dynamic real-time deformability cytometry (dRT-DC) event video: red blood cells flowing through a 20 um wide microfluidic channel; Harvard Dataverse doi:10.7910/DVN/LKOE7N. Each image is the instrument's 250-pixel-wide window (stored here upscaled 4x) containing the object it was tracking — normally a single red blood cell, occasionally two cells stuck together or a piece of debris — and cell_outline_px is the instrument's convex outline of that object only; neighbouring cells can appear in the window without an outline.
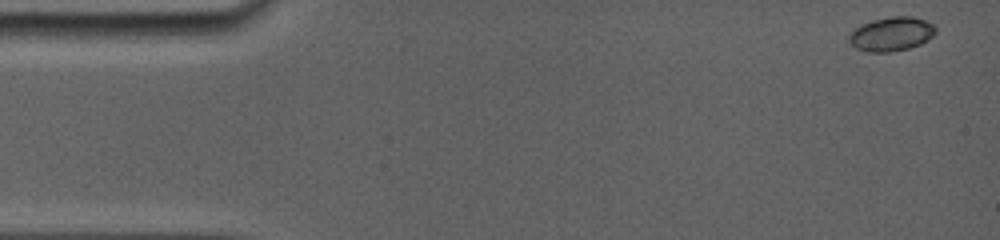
{"species": "common noctule bat (a hibernating species)", "species_latin": "Nyctalus noctula", "temperature_condition": "room temperature", "stored_images_in_passage": 25, "camera_frame_rate_fps": 5000, "um_per_image_px": 0.085, "animal": {"sex": "female", "body_mass_g": 19.0, "forearm_length_mm": 56.7}, "frame": {"image": 1, "passage_image": 1, "time_ms": 0.0, "image_size_px": [1000, 240], "cell_outline_px": [[936, 32], [928, 40], [920, 44], [908, 48], [888, 52], [868, 52], [856, 48], [848, 40], [848, 36], [852, 28], [860, 24], [872, 20], [892, 16], [912, 16], [924, 20], [932, 24], [936, 28]], "centroid_in_image_um": [75.73, 2.88], "position_along_channel_um": 9.3, "area_um2": 17.28}}
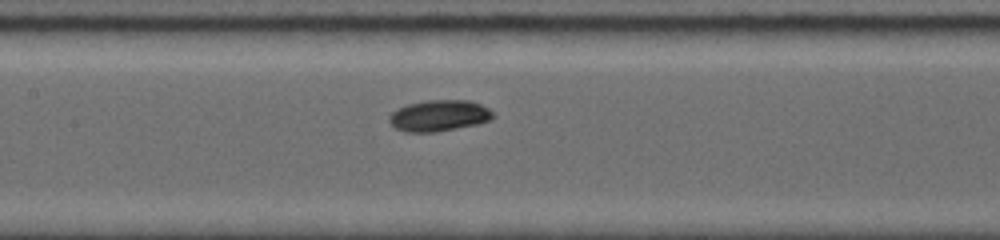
{"frame": {"image": 2, "passage_image": 11, "time_ms": 7.2, "image_size_px": [1000, 240], "cell_outline_px": [[496, 116], [480, 124], [436, 132], [404, 132], [396, 128], [388, 120], [388, 116], [396, 108], [408, 104], [428, 100], [468, 100], [480, 104], [488, 108]], "centroid_in_image_um": [37.31, 9.83], "position_along_channel_um": 170.1, "area_um2": 19.02}}
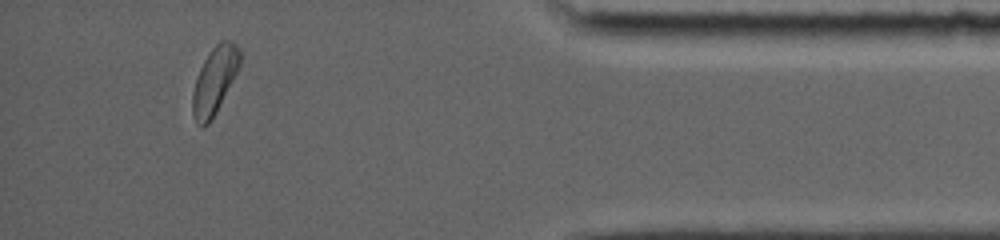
{"frame": {"image": 3, "passage_image": 22, "time_ms": 14.4, "image_size_px": [1000, 240], "cell_outline_px": [[240, 64], [212, 120], [204, 128], [200, 128], [196, 124], [192, 112], [192, 92], [200, 68], [208, 52], [220, 40], [232, 40], [240, 48]], "centroid_in_image_um": [18.22, 6.85], "position_along_channel_um": 417.0, "area_um2": 18.44}, "authors_computed_cell_mechanics": {"area_um2": 18.0914, "velocity_mm_per_s": 3.8601, "shape_relaxation_time_tau1_ms": 1.3944, "shape_relaxation_time_tau2_ms": null, "deformation_change_tau1": 0.1002, "deformation_change_tau2": null}}